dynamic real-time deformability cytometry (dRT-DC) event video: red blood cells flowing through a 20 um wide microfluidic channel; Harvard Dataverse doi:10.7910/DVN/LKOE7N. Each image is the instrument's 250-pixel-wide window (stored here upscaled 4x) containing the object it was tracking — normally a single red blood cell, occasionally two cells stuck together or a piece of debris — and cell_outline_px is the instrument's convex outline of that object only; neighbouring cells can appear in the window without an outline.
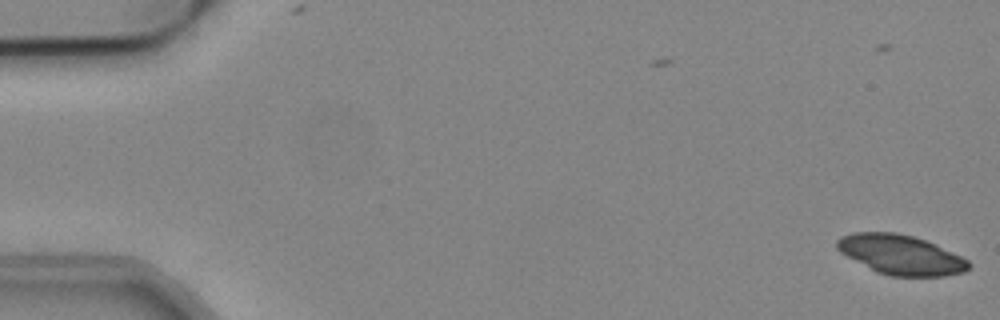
{"species": "common noctule bat (a hibernating species)", "species_latin": "Nyctalus noctula", "temperature_condition": "cold", "stored_images_in_passage": 6, "camera_frame_rate_fps": 3000, "um_per_image_px": 0.085, "animal": {"sex": "male", "body_mass_g": 19.2, "forearm_length_mm": 51.8}, "frame": {"image": 1, "passage_image": 6, "time_ms": 1.667, "image_size_px": [1000, 320], "cell_outline_px": [[972, 268], [964, 272], [944, 276], [892, 276], [876, 272], [840, 252], [836, 248], [836, 240], [840, 236], [852, 232], [896, 232], [912, 236], [936, 244], [968, 260], [972, 264]], "centroid_in_image_um": [76.57, 21.65], "position_along_channel_um": 8.4, "area_um2": 30.52}}